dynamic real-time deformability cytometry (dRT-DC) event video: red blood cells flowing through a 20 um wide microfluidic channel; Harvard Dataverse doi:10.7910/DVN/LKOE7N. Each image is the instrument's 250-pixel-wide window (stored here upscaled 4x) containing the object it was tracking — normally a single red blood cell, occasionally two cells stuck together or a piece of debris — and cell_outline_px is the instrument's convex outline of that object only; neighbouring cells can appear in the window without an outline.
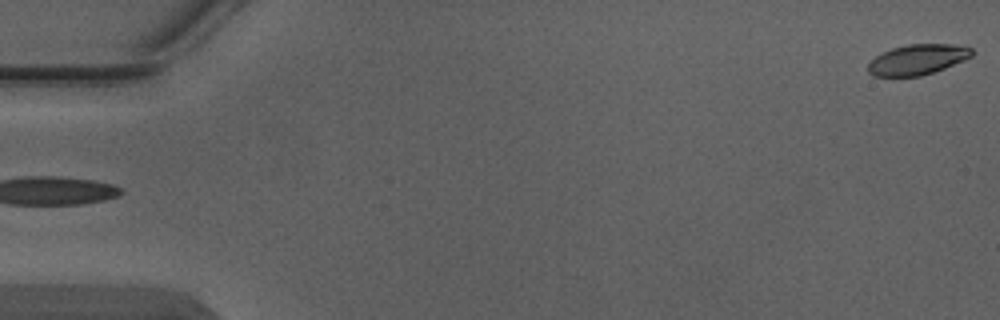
{"species": "Egyptian fruit bat (a non-hibernating species)", "species_latin": "Rousettus aegyptiacus", "temperature_condition": "warm", "stored_images_in_passage": 4, "segment_of_instrument_passage": [2, 2], "camera_frame_rate_fps": 3000, "um_per_image_px": 0.085, "animal": {"sex": "male"}, "frame": {"image": 1, "passage_image": 4, "time_ms": 1.0, "image_size_px": [1000, 320], "cell_outline_px": [[976, 52], [972, 56], [964, 60], [944, 68], [920, 76], [876, 76], [868, 72], [868, 64], [876, 56], [892, 48], [908, 44], [964, 44], [972, 48]], "centroid_in_image_um": [78.05, 5.04], "position_along_channel_um": 6.9, "area_um2": 18.38}}